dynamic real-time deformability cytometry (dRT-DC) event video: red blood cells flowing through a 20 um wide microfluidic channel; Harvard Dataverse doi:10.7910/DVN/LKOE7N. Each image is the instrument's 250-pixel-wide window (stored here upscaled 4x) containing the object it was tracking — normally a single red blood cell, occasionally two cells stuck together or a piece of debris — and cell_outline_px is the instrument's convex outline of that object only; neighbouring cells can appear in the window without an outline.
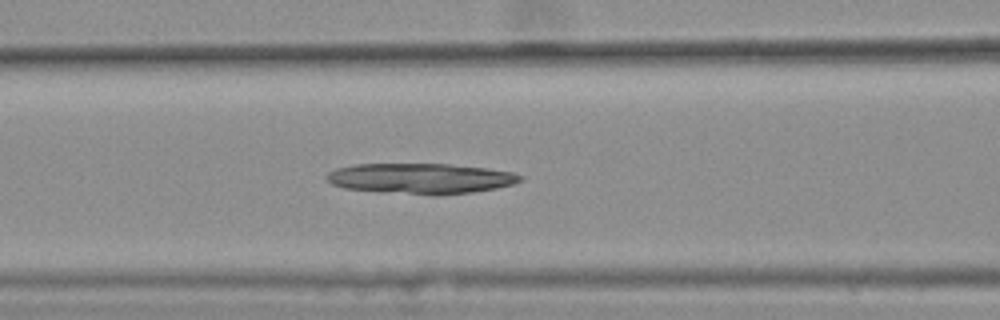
{"species": "common noctule bat (a hibernating species)", "species_latin": "Nyctalus noctula", "temperature_condition": "warm", "stored_images_in_passage": 42, "camera_frame_rate_fps": 3000, "um_per_image_px": 0.085, "animal": {"sex": "female", "body_mass_g": 25.1}, "frame": {"image": 1, "passage_image": 22, "time_ms": 7.0, "image_size_px": [1000, 320], "cell_outline_px": [[524, 180], [512, 184], [496, 188], [472, 192], [436, 196], [344, 188], [332, 184], [324, 176], [328, 172], [336, 168], [356, 164], [448, 164], [488, 168], [512, 172], [524, 176]], "centroid_in_image_um": [35.79, 15.17], "position_along_channel_um": 130.8, "area_um2": 34.45}}
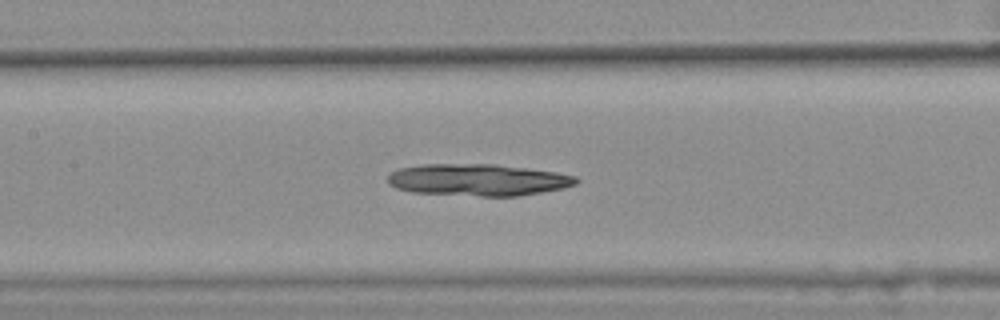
{"frame": {"image": 2, "passage_image": 25, "time_ms": 8.0, "image_size_px": [1000, 320], "cell_outline_px": [[580, 180], [576, 184], [564, 188], [516, 196], [480, 196], [412, 192], [396, 188], [388, 180], [388, 176], [392, 172], [400, 168], [424, 164], [492, 164], [556, 172], [576, 176]], "centroid_in_image_um": [40.65, 15.29], "position_along_channel_um": 166.8, "area_um2": 34.68}}
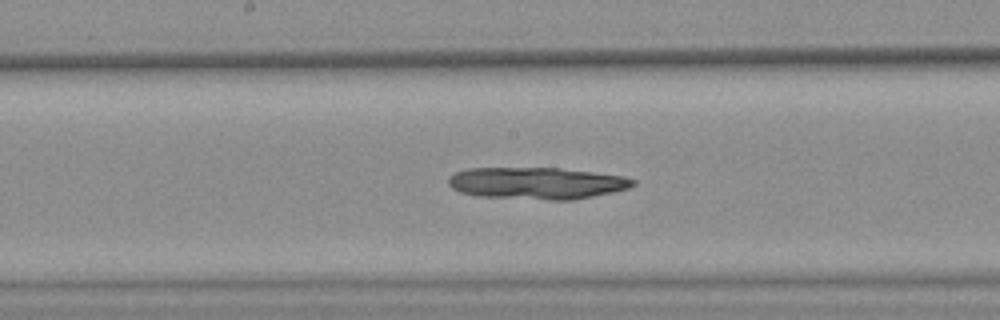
{"frame": {"image": 3, "passage_image": 28, "time_ms": 9.0, "image_size_px": [1000, 320], "cell_outline_px": [[636, 184], [628, 188], [612, 192], [572, 200], [548, 200], [476, 196], [460, 192], [452, 188], [448, 184], [448, 176], [456, 172], [468, 168], [560, 168], [624, 176], [636, 180]], "centroid_in_image_um": [45.6, 15.57], "position_along_channel_um": 202.6, "area_um2": 34.39}}